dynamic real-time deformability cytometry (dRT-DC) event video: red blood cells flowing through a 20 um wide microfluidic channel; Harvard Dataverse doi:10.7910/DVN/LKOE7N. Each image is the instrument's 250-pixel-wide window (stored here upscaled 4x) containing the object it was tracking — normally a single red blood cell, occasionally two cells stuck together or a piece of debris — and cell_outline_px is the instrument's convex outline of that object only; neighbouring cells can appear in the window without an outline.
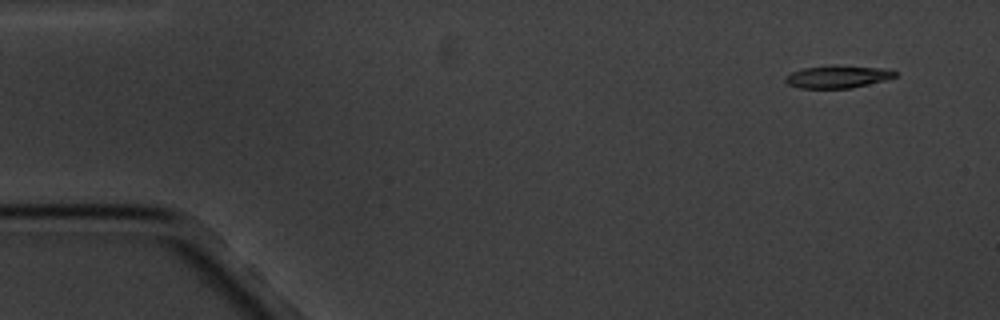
{"species": "common noctule bat (a hibernating species)", "species_latin": "Nyctalus noctula", "temperature_condition": "cold", "stored_images_in_passage": 4, "camera_frame_rate_fps": 3000, "um_per_image_px": 0.085, "animal": {"sex": "male", "body_mass_g": 20.1, "forearm_length_mm": 53.5}, "frame": {"image": 1, "passage_image": 1, "time_ms": 0.0, "image_size_px": [1000, 320], "cell_outline_px": [[896, 76], [884, 80], [852, 88], [800, 88], [788, 84], [784, 80], [784, 76], [792, 72], [804, 68], [880, 68], [896, 72]], "centroid_in_image_um": [71.13, 6.58], "position_along_channel_um": 13.9, "area_um2": 13.29}}